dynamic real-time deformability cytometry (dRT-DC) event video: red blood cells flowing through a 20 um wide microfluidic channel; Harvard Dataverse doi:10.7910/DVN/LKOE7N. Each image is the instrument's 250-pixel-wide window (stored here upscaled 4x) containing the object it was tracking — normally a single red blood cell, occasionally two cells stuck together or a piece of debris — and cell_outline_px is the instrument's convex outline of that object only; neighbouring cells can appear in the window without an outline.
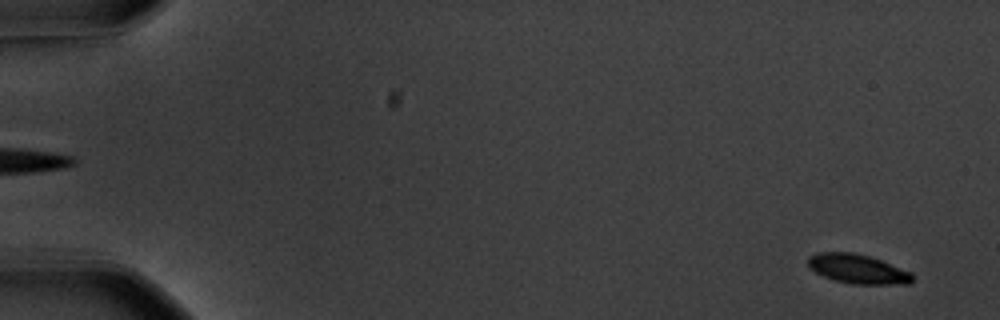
{"species": "common noctule bat (a hibernating species)", "species_latin": "Nyctalus noctula", "temperature_condition": "warm", "stored_images_in_passage": 57, "camera_frame_rate_fps": 3000, "um_per_image_px": 0.085, "animal": {"sex": "male", "body_mass_g": 20.1, "forearm_length_mm": 53.5}, "frame": {"image": 1, "passage_image": 3, "time_ms": 0.667, "image_size_px": [1000, 320], "cell_outline_px": [[912, 280], [908, 284], [852, 284], [836, 280], [824, 276], [808, 268], [808, 256], [816, 252], [852, 252], [872, 256], [912, 272]], "centroid_in_image_um": [72.9, 22.84], "position_along_channel_um": 12.1, "area_um2": 17.98}}
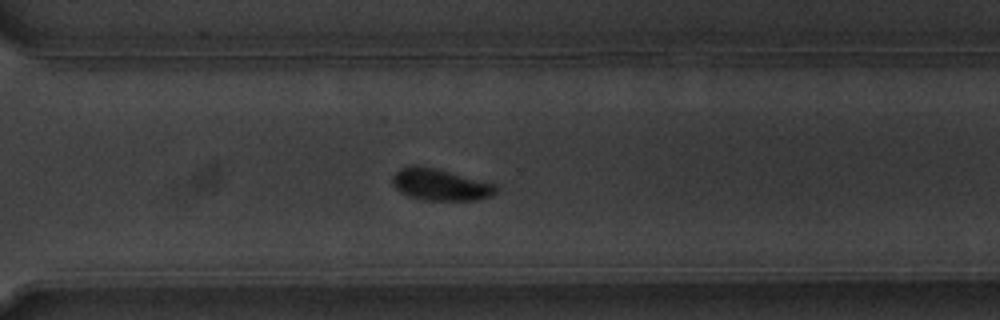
{"frame": {"image": 2, "passage_image": 42, "time_ms": 13.667, "image_size_px": [1000, 320], "cell_outline_px": [[496, 192], [492, 196], [476, 200], [424, 200], [408, 196], [400, 192], [392, 184], [392, 176], [400, 168], [412, 164], [416, 164], [436, 168], [496, 184]], "centroid_in_image_um": [37.39, 15.68], "position_along_channel_um": 333.2, "area_um2": 19.25}}
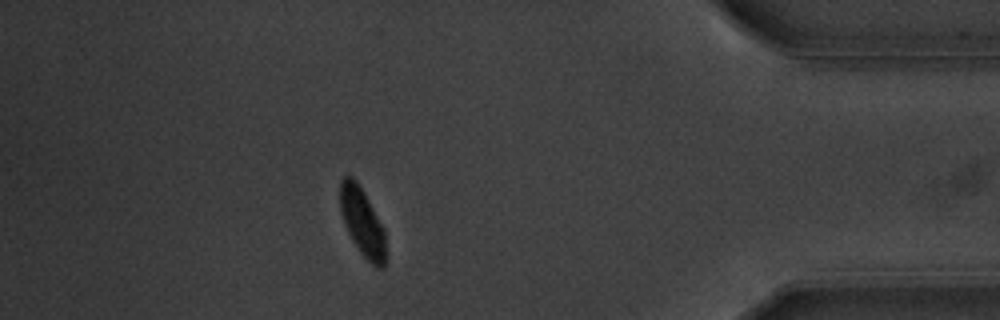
{"frame": {"image": 3, "passage_image": 51, "time_ms": 16.667, "image_size_px": [1000, 320], "cell_outline_px": [[388, 260], [384, 268], [376, 268], [360, 252], [352, 240], [344, 224], [340, 212], [340, 180], [344, 176], [352, 176], [360, 184], [384, 228]], "centroid_in_image_um": [30.83, 18.9], "position_along_channel_um": 404.4, "area_um2": 18.61}, "authors_computed_cell_mechanics": {"area_um2": 19.074, "velocity_mm_per_s": 3.6039, "shape_relaxation_time_tau1_ms": 1.89, "shape_relaxation_time_tau2_ms": null, "deformation_change_tau1": 0.1231, "deformation_change_tau2": null}}